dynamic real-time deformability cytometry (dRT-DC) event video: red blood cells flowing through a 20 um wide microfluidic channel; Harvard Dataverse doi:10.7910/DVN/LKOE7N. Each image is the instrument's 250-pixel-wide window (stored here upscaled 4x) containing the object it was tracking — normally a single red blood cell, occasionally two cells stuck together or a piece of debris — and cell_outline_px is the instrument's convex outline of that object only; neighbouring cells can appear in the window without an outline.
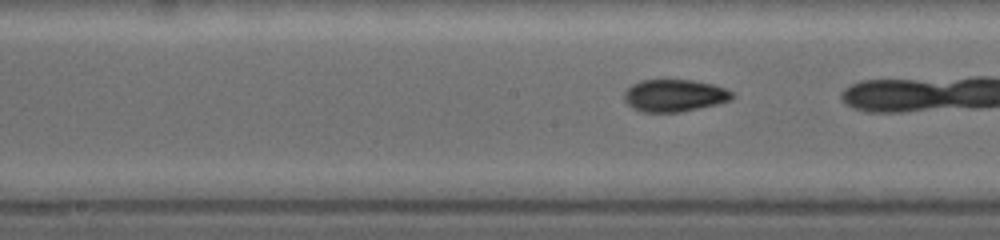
{"species": "common noctule bat (a hibernating species)", "species_latin": "Nyctalus noctula", "temperature_condition": "warm", "stored_images_in_passage": 27, "camera_frame_rate_fps": 5000, "um_per_image_px": 0.085, "animal": {"sex": "female", "body_mass_g": 19.0, "forearm_length_mm": 53.3}, "frame": {"image": 1, "passage_image": 12, "time_ms": 3.2, "image_size_px": [1000, 240], "cell_outline_px": [[732, 96], [728, 100], [716, 104], [676, 112], [648, 112], [636, 108], [628, 104], [624, 96], [624, 92], [632, 84], [644, 80], [692, 80], [712, 84], [724, 88], [732, 92]], "centroid_in_image_um": [57.31, 8.1], "position_along_channel_um": 190.9, "area_um2": 19.65}}